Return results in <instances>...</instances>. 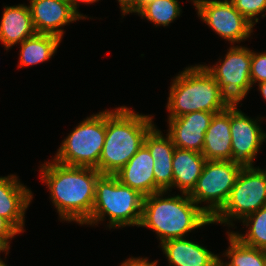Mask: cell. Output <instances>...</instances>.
<instances>
[{
	"mask_svg": "<svg viewBox=\"0 0 266 266\" xmlns=\"http://www.w3.org/2000/svg\"><path fill=\"white\" fill-rule=\"evenodd\" d=\"M39 171L59 218L85 224L92 213L95 184L101 173L96 168L68 166L55 160L42 164Z\"/></svg>",
	"mask_w": 266,
	"mask_h": 266,
	"instance_id": "cell-1",
	"label": "cell"
},
{
	"mask_svg": "<svg viewBox=\"0 0 266 266\" xmlns=\"http://www.w3.org/2000/svg\"><path fill=\"white\" fill-rule=\"evenodd\" d=\"M167 193L160 191L144 197L138 226L155 231L159 244L170 239L184 238L188 232L212 224V219L188 194L163 198Z\"/></svg>",
	"mask_w": 266,
	"mask_h": 266,
	"instance_id": "cell-2",
	"label": "cell"
},
{
	"mask_svg": "<svg viewBox=\"0 0 266 266\" xmlns=\"http://www.w3.org/2000/svg\"><path fill=\"white\" fill-rule=\"evenodd\" d=\"M153 116L121 106L106 110V136L99 159V172L114 175L136 154L154 126Z\"/></svg>",
	"mask_w": 266,
	"mask_h": 266,
	"instance_id": "cell-3",
	"label": "cell"
},
{
	"mask_svg": "<svg viewBox=\"0 0 266 266\" xmlns=\"http://www.w3.org/2000/svg\"><path fill=\"white\" fill-rule=\"evenodd\" d=\"M174 78L166 105L169 118L195 111L221 112L232 104L201 64L186 67Z\"/></svg>",
	"mask_w": 266,
	"mask_h": 266,
	"instance_id": "cell-4",
	"label": "cell"
},
{
	"mask_svg": "<svg viewBox=\"0 0 266 266\" xmlns=\"http://www.w3.org/2000/svg\"><path fill=\"white\" fill-rule=\"evenodd\" d=\"M144 197L121 184L115 175L101 174L95 184V199L89 220L84 225H97L109 217L110 228L139 226Z\"/></svg>",
	"mask_w": 266,
	"mask_h": 266,
	"instance_id": "cell-5",
	"label": "cell"
},
{
	"mask_svg": "<svg viewBox=\"0 0 266 266\" xmlns=\"http://www.w3.org/2000/svg\"><path fill=\"white\" fill-rule=\"evenodd\" d=\"M106 136V110L81 121L62 141L53 160L63 165L91 167L99 171Z\"/></svg>",
	"mask_w": 266,
	"mask_h": 266,
	"instance_id": "cell-6",
	"label": "cell"
},
{
	"mask_svg": "<svg viewBox=\"0 0 266 266\" xmlns=\"http://www.w3.org/2000/svg\"><path fill=\"white\" fill-rule=\"evenodd\" d=\"M266 205V169L243 166L223 208L212 223L233 227V220H243Z\"/></svg>",
	"mask_w": 266,
	"mask_h": 266,
	"instance_id": "cell-7",
	"label": "cell"
},
{
	"mask_svg": "<svg viewBox=\"0 0 266 266\" xmlns=\"http://www.w3.org/2000/svg\"><path fill=\"white\" fill-rule=\"evenodd\" d=\"M243 165L233 161L206 160L201 176L188 194L212 219L225 205Z\"/></svg>",
	"mask_w": 266,
	"mask_h": 266,
	"instance_id": "cell-8",
	"label": "cell"
},
{
	"mask_svg": "<svg viewBox=\"0 0 266 266\" xmlns=\"http://www.w3.org/2000/svg\"><path fill=\"white\" fill-rule=\"evenodd\" d=\"M251 51L247 47L233 45L223 60L213 66L203 65L231 103L239 104L252 88Z\"/></svg>",
	"mask_w": 266,
	"mask_h": 266,
	"instance_id": "cell-9",
	"label": "cell"
},
{
	"mask_svg": "<svg viewBox=\"0 0 266 266\" xmlns=\"http://www.w3.org/2000/svg\"><path fill=\"white\" fill-rule=\"evenodd\" d=\"M201 20L229 43L247 40L254 25L239 13L230 0H191Z\"/></svg>",
	"mask_w": 266,
	"mask_h": 266,
	"instance_id": "cell-10",
	"label": "cell"
},
{
	"mask_svg": "<svg viewBox=\"0 0 266 266\" xmlns=\"http://www.w3.org/2000/svg\"><path fill=\"white\" fill-rule=\"evenodd\" d=\"M237 105L238 103L230 105L232 161L243 166H253L266 133L262 131L258 119L249 118Z\"/></svg>",
	"mask_w": 266,
	"mask_h": 266,
	"instance_id": "cell-11",
	"label": "cell"
},
{
	"mask_svg": "<svg viewBox=\"0 0 266 266\" xmlns=\"http://www.w3.org/2000/svg\"><path fill=\"white\" fill-rule=\"evenodd\" d=\"M219 112L195 111L168 118V135L176 148L202 153L205 133L214 114Z\"/></svg>",
	"mask_w": 266,
	"mask_h": 266,
	"instance_id": "cell-12",
	"label": "cell"
},
{
	"mask_svg": "<svg viewBox=\"0 0 266 266\" xmlns=\"http://www.w3.org/2000/svg\"><path fill=\"white\" fill-rule=\"evenodd\" d=\"M34 28L37 33L63 38V26L81 18L72 10L68 0H29Z\"/></svg>",
	"mask_w": 266,
	"mask_h": 266,
	"instance_id": "cell-13",
	"label": "cell"
},
{
	"mask_svg": "<svg viewBox=\"0 0 266 266\" xmlns=\"http://www.w3.org/2000/svg\"><path fill=\"white\" fill-rule=\"evenodd\" d=\"M155 125L149 130L144 139V146L153 158V173L155 176V193L171 191L173 188L172 160L176 148L171 137L156 129Z\"/></svg>",
	"mask_w": 266,
	"mask_h": 266,
	"instance_id": "cell-14",
	"label": "cell"
},
{
	"mask_svg": "<svg viewBox=\"0 0 266 266\" xmlns=\"http://www.w3.org/2000/svg\"><path fill=\"white\" fill-rule=\"evenodd\" d=\"M19 180L13 174L0 177V216L23 233L25 211L31 203L33 194Z\"/></svg>",
	"mask_w": 266,
	"mask_h": 266,
	"instance_id": "cell-15",
	"label": "cell"
},
{
	"mask_svg": "<svg viewBox=\"0 0 266 266\" xmlns=\"http://www.w3.org/2000/svg\"><path fill=\"white\" fill-rule=\"evenodd\" d=\"M153 158L149 150L142 145L136 154L114 175L118 181L137 190L143 196L155 193Z\"/></svg>",
	"mask_w": 266,
	"mask_h": 266,
	"instance_id": "cell-16",
	"label": "cell"
},
{
	"mask_svg": "<svg viewBox=\"0 0 266 266\" xmlns=\"http://www.w3.org/2000/svg\"><path fill=\"white\" fill-rule=\"evenodd\" d=\"M160 245L169 266H219L221 257L197 242L177 238Z\"/></svg>",
	"mask_w": 266,
	"mask_h": 266,
	"instance_id": "cell-17",
	"label": "cell"
},
{
	"mask_svg": "<svg viewBox=\"0 0 266 266\" xmlns=\"http://www.w3.org/2000/svg\"><path fill=\"white\" fill-rule=\"evenodd\" d=\"M29 5L5 6L0 22V41L5 50L35 35Z\"/></svg>",
	"mask_w": 266,
	"mask_h": 266,
	"instance_id": "cell-18",
	"label": "cell"
},
{
	"mask_svg": "<svg viewBox=\"0 0 266 266\" xmlns=\"http://www.w3.org/2000/svg\"><path fill=\"white\" fill-rule=\"evenodd\" d=\"M202 155L206 160L232 161L230 106L212 117L205 133Z\"/></svg>",
	"mask_w": 266,
	"mask_h": 266,
	"instance_id": "cell-19",
	"label": "cell"
},
{
	"mask_svg": "<svg viewBox=\"0 0 266 266\" xmlns=\"http://www.w3.org/2000/svg\"><path fill=\"white\" fill-rule=\"evenodd\" d=\"M205 162L202 153L175 148L172 160L173 188L189 194L201 176Z\"/></svg>",
	"mask_w": 266,
	"mask_h": 266,
	"instance_id": "cell-20",
	"label": "cell"
},
{
	"mask_svg": "<svg viewBox=\"0 0 266 266\" xmlns=\"http://www.w3.org/2000/svg\"><path fill=\"white\" fill-rule=\"evenodd\" d=\"M61 39L51 34L36 33L20 44L18 67L32 66L50 60Z\"/></svg>",
	"mask_w": 266,
	"mask_h": 266,
	"instance_id": "cell-21",
	"label": "cell"
},
{
	"mask_svg": "<svg viewBox=\"0 0 266 266\" xmlns=\"http://www.w3.org/2000/svg\"><path fill=\"white\" fill-rule=\"evenodd\" d=\"M229 247L223 254L229 260L220 259L219 266H266V255L263 249L243 244L232 232H228Z\"/></svg>",
	"mask_w": 266,
	"mask_h": 266,
	"instance_id": "cell-22",
	"label": "cell"
},
{
	"mask_svg": "<svg viewBox=\"0 0 266 266\" xmlns=\"http://www.w3.org/2000/svg\"><path fill=\"white\" fill-rule=\"evenodd\" d=\"M181 8L178 0H154L144 4L136 13L156 27H165L180 16Z\"/></svg>",
	"mask_w": 266,
	"mask_h": 266,
	"instance_id": "cell-23",
	"label": "cell"
},
{
	"mask_svg": "<svg viewBox=\"0 0 266 266\" xmlns=\"http://www.w3.org/2000/svg\"><path fill=\"white\" fill-rule=\"evenodd\" d=\"M242 223L247 226L248 231L246 230L245 235L232 231L234 236L247 246L266 248V205L246 216Z\"/></svg>",
	"mask_w": 266,
	"mask_h": 266,
	"instance_id": "cell-24",
	"label": "cell"
},
{
	"mask_svg": "<svg viewBox=\"0 0 266 266\" xmlns=\"http://www.w3.org/2000/svg\"><path fill=\"white\" fill-rule=\"evenodd\" d=\"M235 9L241 13L253 25L258 22L257 16L260 14L266 17V0H230Z\"/></svg>",
	"mask_w": 266,
	"mask_h": 266,
	"instance_id": "cell-25",
	"label": "cell"
},
{
	"mask_svg": "<svg viewBox=\"0 0 266 266\" xmlns=\"http://www.w3.org/2000/svg\"><path fill=\"white\" fill-rule=\"evenodd\" d=\"M250 75L252 86L266 81V52L251 51Z\"/></svg>",
	"mask_w": 266,
	"mask_h": 266,
	"instance_id": "cell-26",
	"label": "cell"
},
{
	"mask_svg": "<svg viewBox=\"0 0 266 266\" xmlns=\"http://www.w3.org/2000/svg\"><path fill=\"white\" fill-rule=\"evenodd\" d=\"M20 232L4 217L0 216V237H15Z\"/></svg>",
	"mask_w": 266,
	"mask_h": 266,
	"instance_id": "cell-27",
	"label": "cell"
},
{
	"mask_svg": "<svg viewBox=\"0 0 266 266\" xmlns=\"http://www.w3.org/2000/svg\"><path fill=\"white\" fill-rule=\"evenodd\" d=\"M158 261L149 262L147 258H128L125 261L121 262L120 266H157Z\"/></svg>",
	"mask_w": 266,
	"mask_h": 266,
	"instance_id": "cell-28",
	"label": "cell"
},
{
	"mask_svg": "<svg viewBox=\"0 0 266 266\" xmlns=\"http://www.w3.org/2000/svg\"><path fill=\"white\" fill-rule=\"evenodd\" d=\"M99 0H68V2L70 3V6L72 8V10L83 20V19H87L86 15H82L81 13L78 12L79 9H77L80 5L78 4L80 3H84V4H92L94 2H98Z\"/></svg>",
	"mask_w": 266,
	"mask_h": 266,
	"instance_id": "cell-29",
	"label": "cell"
},
{
	"mask_svg": "<svg viewBox=\"0 0 266 266\" xmlns=\"http://www.w3.org/2000/svg\"><path fill=\"white\" fill-rule=\"evenodd\" d=\"M14 237H0V252H6V255L9 253L10 249V240ZM3 261L0 258V262Z\"/></svg>",
	"mask_w": 266,
	"mask_h": 266,
	"instance_id": "cell-30",
	"label": "cell"
},
{
	"mask_svg": "<svg viewBox=\"0 0 266 266\" xmlns=\"http://www.w3.org/2000/svg\"><path fill=\"white\" fill-rule=\"evenodd\" d=\"M119 2L122 15L125 13L136 3L137 0H117Z\"/></svg>",
	"mask_w": 266,
	"mask_h": 266,
	"instance_id": "cell-31",
	"label": "cell"
},
{
	"mask_svg": "<svg viewBox=\"0 0 266 266\" xmlns=\"http://www.w3.org/2000/svg\"><path fill=\"white\" fill-rule=\"evenodd\" d=\"M152 1L154 0H137L136 3L125 13V15L130 13H136L144 4Z\"/></svg>",
	"mask_w": 266,
	"mask_h": 266,
	"instance_id": "cell-32",
	"label": "cell"
},
{
	"mask_svg": "<svg viewBox=\"0 0 266 266\" xmlns=\"http://www.w3.org/2000/svg\"><path fill=\"white\" fill-rule=\"evenodd\" d=\"M258 86H259V91H261L263 98L266 100V81L259 83Z\"/></svg>",
	"mask_w": 266,
	"mask_h": 266,
	"instance_id": "cell-33",
	"label": "cell"
},
{
	"mask_svg": "<svg viewBox=\"0 0 266 266\" xmlns=\"http://www.w3.org/2000/svg\"><path fill=\"white\" fill-rule=\"evenodd\" d=\"M0 266H7V264H5L4 261H1V262H0Z\"/></svg>",
	"mask_w": 266,
	"mask_h": 266,
	"instance_id": "cell-34",
	"label": "cell"
}]
</instances>
